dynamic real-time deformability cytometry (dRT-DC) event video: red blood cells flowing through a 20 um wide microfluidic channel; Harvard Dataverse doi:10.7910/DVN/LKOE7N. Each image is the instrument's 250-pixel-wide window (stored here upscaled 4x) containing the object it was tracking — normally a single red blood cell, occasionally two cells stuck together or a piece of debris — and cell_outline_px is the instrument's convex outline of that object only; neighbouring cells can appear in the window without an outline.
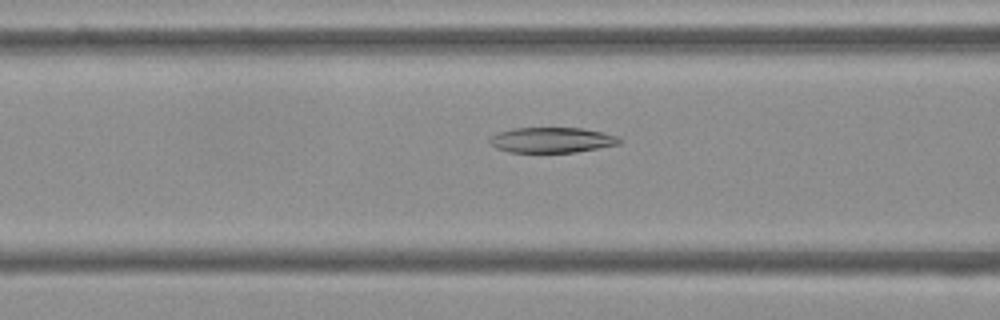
{"species": "Egyptian fruit bat (a non-hibernating species)", "species_latin": "Rousettus aegyptiacus", "temperature_condition": "cold", "stored_images_in_passage": 53, "camera_frame_rate_fps": 3000, "um_per_image_px": 0.085, "frame": {"image": 1, "passage_image": 21, "time_ms": 6.667, "image_size_px": [1000, 320], "cell_outline_px": [[624, 140], [620, 144], [576, 152], [508, 152], [496, 148], [488, 140], [496, 132], [512, 128], [580, 128], [604, 132], [616, 136]], "centroid_in_image_um": [46.91, 11.9], "position_along_channel_um": 119.7, "area_um2": 19.25}}
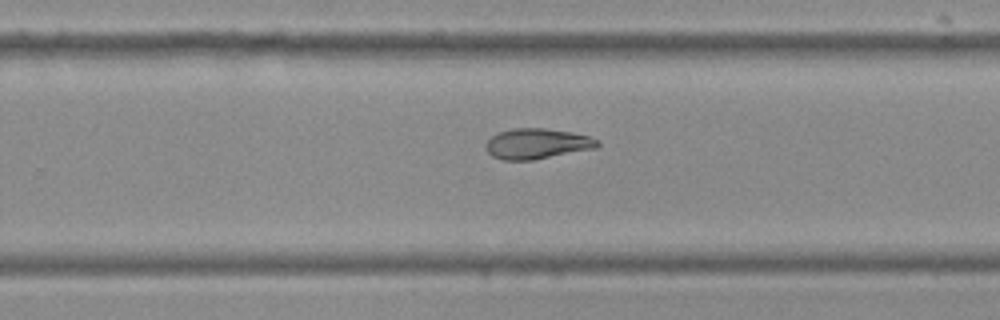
{"frame": {"image": 2, "passage_image": 34, "time_ms": 11.0, "image_size_px": [1000, 320], "cell_outline_px": [[600, 144], [596, 148], [532, 160], [504, 160], [492, 156], [484, 148], [484, 144], [492, 136], [500, 132], [512, 128], [544, 128], [572, 132], [588, 136], [600, 140]], "centroid_in_image_um": [45.64, 12.21], "position_along_channel_um": 284.2, "area_um2": 19.83}}
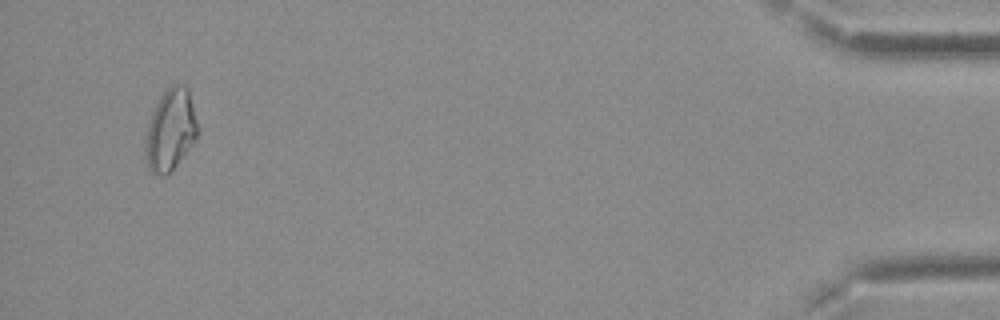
{"frame": {"image": 3, "passage_image": 51, "time_ms": 16.667, "image_size_px": [1000, 320], "cell_outline_px": [[200, 132], [192, 144], [176, 164], [164, 176], [152, 172], [148, 168], [148, 124], [152, 112], [160, 96], [172, 84], [184, 84], [188, 88], [200, 128]], "centroid_in_image_um": [14.56, 10.96], "position_along_channel_um": 420.6, "area_um2": 24.16}, "authors_computed_cell_mechanics": {"area_um2": 20.9814, "velocity_mm_per_s": 3.7972, "shape_relaxation_time_tau1_ms": 9.1318, "shape_relaxation_time_tau2_ms": 6.8616, "deformation_change_tau1": 0.2212, "deformation_change_tau2": 0.1335}}